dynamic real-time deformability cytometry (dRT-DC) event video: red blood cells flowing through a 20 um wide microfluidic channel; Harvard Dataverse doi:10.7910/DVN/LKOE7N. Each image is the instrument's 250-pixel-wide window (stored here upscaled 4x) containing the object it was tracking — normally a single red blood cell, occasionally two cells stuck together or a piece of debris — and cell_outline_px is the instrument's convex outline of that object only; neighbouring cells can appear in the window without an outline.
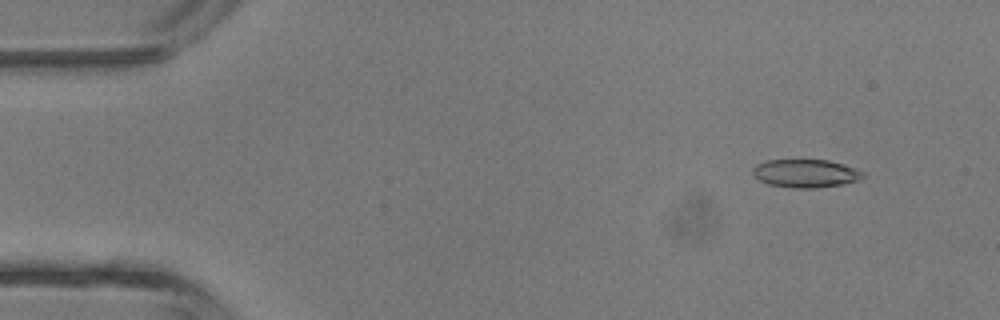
{"species": "common noctule bat (a hibernating species)", "species_latin": "Nyctalus noctula", "temperature_condition": "room temperature", "stored_images_in_passage": 41, "camera_frame_rate_fps": 3000, "um_per_image_px": 0.085, "animal": {"sex": "male", "body_mass_g": 13.3}, "frame": {"image": 1, "passage_image": 4, "time_ms": 1.0, "image_size_px": [1000, 320], "cell_outline_px": [[864, 176], [856, 180], [844, 184], [816, 188], [792, 188], [768, 184], [760, 180], [752, 172], [752, 168], [756, 164], [768, 160], [828, 160], [844, 164], [856, 168], [864, 172]], "centroid_in_image_um": [68.48, 14.74], "position_along_channel_um": 16.5, "area_um2": 18.09}}
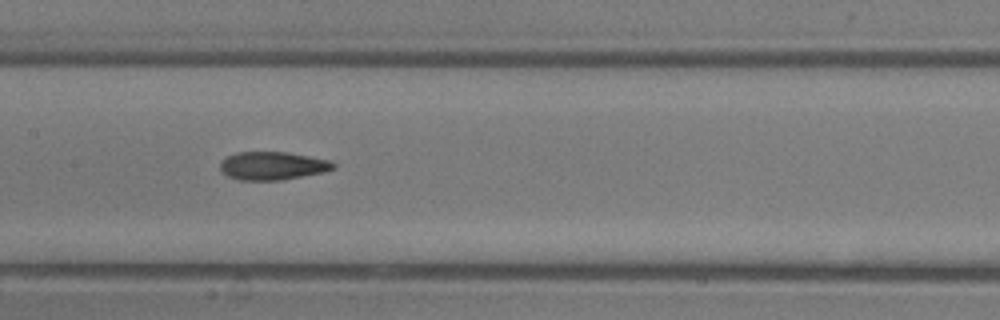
{"frame": {"image": 2, "passage_image": 20, "time_ms": 6.333, "image_size_px": [1000, 320], "cell_outline_px": [[336, 168], [324, 172], [280, 180], [240, 180], [228, 176], [220, 168], [220, 164], [228, 156], [236, 152], [288, 152], [332, 160], [336, 164]], "centroid_in_image_um": [23.23, 14.08], "position_along_channel_um": 184.2, "area_um2": 18.55}}
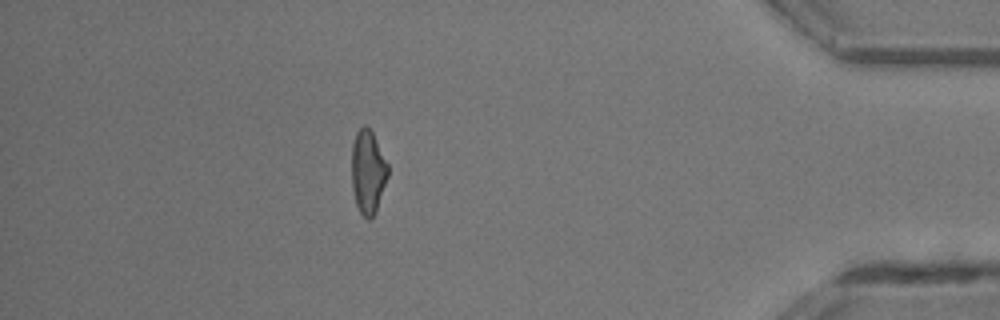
{"frame": {"image": 3, "passage_image": 36, "time_ms": 11.667, "image_size_px": [1000, 320], "cell_outline_px": [[388, 176], [376, 212], [368, 220], [360, 212], [356, 204], [352, 188], [352, 144], [356, 132], [364, 124], [372, 132], [388, 164]], "centroid_in_image_um": [31.27, 14.61], "position_along_channel_um": 403.9, "area_um2": 17.57}}